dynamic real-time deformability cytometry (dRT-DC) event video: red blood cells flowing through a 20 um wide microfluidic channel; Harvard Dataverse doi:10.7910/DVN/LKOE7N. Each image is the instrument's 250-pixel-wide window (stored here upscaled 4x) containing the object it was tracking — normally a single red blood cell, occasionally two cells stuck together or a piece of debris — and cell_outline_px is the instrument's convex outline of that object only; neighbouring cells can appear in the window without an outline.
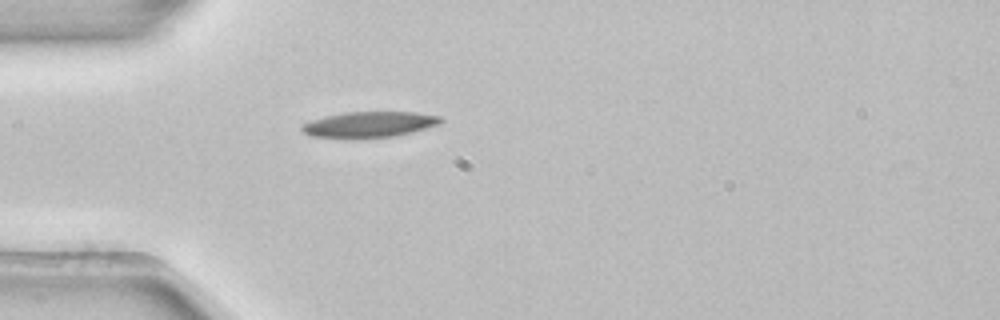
{"species": "common noctule bat (a hibernating species)", "species_latin": "Nyctalus noctula", "temperature_condition": "room temperature", "stored_images_in_passage": 2, "camera_frame_rate_fps": 3000, "um_per_image_px": 0.085, "animal": {"sex": "female", "body_mass_g": 22.7, "forearm_length_mm": 54.2}, "frame": {"image": 1, "passage_image": 2, "time_ms": 0.333, "image_size_px": [1000, 320], "cell_outline_px": [[444, 120], [440, 124], [412, 132], [396, 136], [312, 136], [304, 132], [300, 128], [300, 124], [312, 120], [344, 112], [416, 112], [440, 116]], "centroid_in_image_um": [31.46, 10.54], "position_along_channel_um": 53.5, "area_um2": 20.11}}